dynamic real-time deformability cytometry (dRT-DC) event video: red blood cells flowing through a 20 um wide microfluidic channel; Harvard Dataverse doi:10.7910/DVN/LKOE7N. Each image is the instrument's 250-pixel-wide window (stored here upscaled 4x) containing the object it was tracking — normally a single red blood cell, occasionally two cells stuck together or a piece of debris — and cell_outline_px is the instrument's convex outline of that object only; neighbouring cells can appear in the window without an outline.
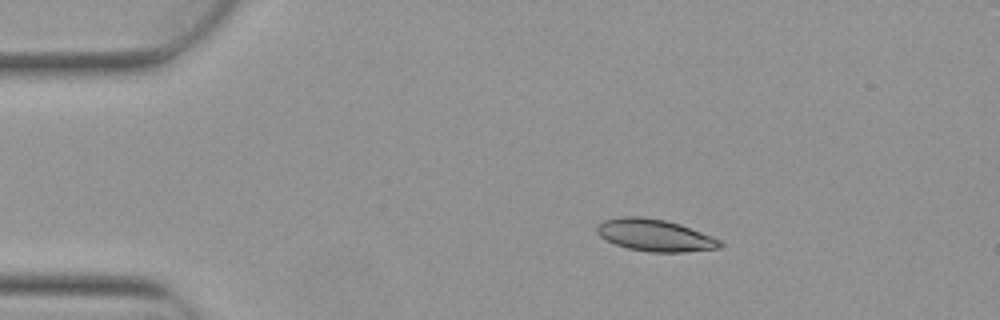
{"species": "Egyptian fruit bat (a non-hibernating species)", "species_latin": "Rousettus aegyptiacus", "temperature_condition": "warm", "stored_images_in_passage": 8, "camera_frame_rate_fps": 3000, "um_per_image_px": 0.085, "animal": {"sex": "female"}, "frame": {"image": 1, "passage_image": 2, "time_ms": 0.333, "image_size_px": [1000, 320], "cell_outline_px": [[724, 244], [720, 248], [684, 252], [648, 252], [628, 248], [616, 244], [600, 236], [596, 232], [596, 224], [604, 220], [620, 216], [644, 216], [664, 220], [680, 224], [712, 236], [720, 240]], "centroid_in_image_um": [55.66, 19.99], "position_along_channel_um": 29.3, "area_um2": 23.06}}
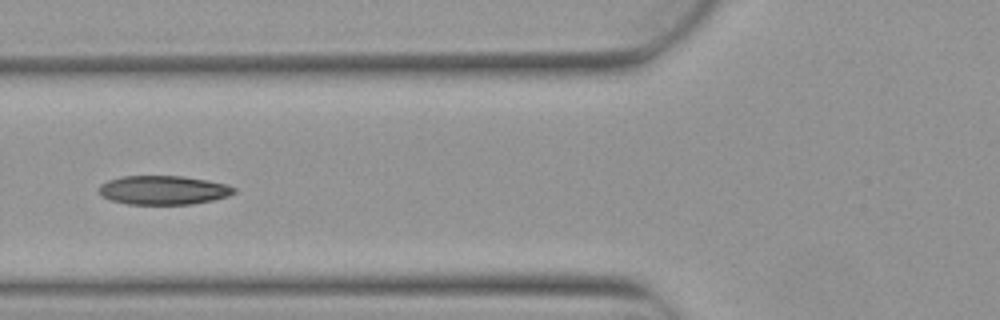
{"frame": {"image": 2, "passage_image": 5, "time_ms": 1.333, "image_size_px": [1000, 320], "cell_outline_px": [[236, 192], [228, 196], [212, 200], [192, 204], [128, 204], [112, 200], [104, 196], [100, 192], [100, 184], [108, 180], [120, 176], [184, 176], [208, 180], [224, 184], [236, 188]], "centroid_in_image_um": [13.91, 16.15], "position_along_channel_um": 111.9, "area_um2": 22.66}}
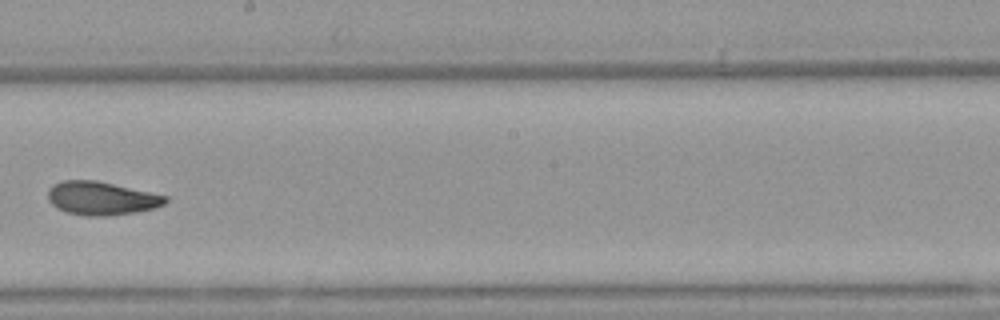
{"frame": {"image": 3, "passage_image": 8, "time_ms": 2.333, "image_size_px": [1000, 320], "cell_outline_px": [[168, 200], [164, 204], [156, 208], [136, 212], [104, 216], [88, 216], [64, 212], [56, 208], [48, 200], [48, 188], [52, 184], [64, 180], [96, 180], [168, 196]], "centroid_in_image_um": [8.6, 16.85], "position_along_channel_um": 239.6, "area_um2": 23.0}}